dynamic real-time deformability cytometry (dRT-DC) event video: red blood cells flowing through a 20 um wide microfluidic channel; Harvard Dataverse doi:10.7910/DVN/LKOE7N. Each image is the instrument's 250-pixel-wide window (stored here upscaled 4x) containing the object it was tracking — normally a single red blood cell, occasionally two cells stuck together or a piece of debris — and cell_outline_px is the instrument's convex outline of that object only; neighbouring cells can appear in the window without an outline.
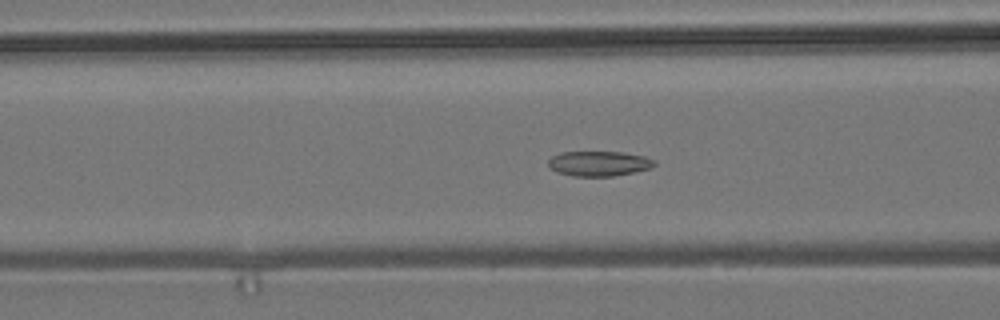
{"species": "common noctule bat (a hibernating species)", "species_latin": "Nyctalus noctula", "temperature_condition": "room temperature", "stored_images_in_passage": 30, "camera_frame_rate_fps": 3000, "um_per_image_px": 0.085, "animal": {"sex": "male", "body_mass_g": 19.2, "forearm_length_mm": 51.8}, "frame": {"image": 1, "passage_image": 21, "time_ms": 6.667, "image_size_px": [1000, 320], "cell_outline_px": [[656, 164], [652, 168], [612, 176], [572, 176], [556, 172], [548, 168], [548, 160], [552, 156], [560, 152], [624, 152], [644, 156], [656, 160]], "centroid_in_image_um": [50.89, 13.9], "position_along_channel_um": 115.7, "area_um2": 15.61}}
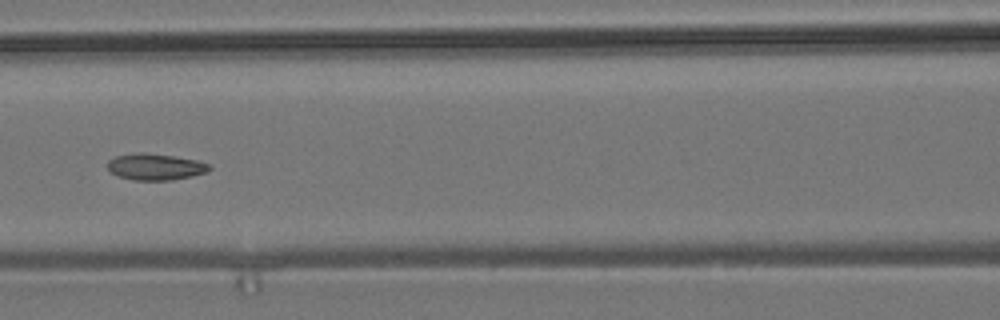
{"frame": {"image": 2, "passage_image": 24, "time_ms": 7.667, "image_size_px": [1000, 320], "cell_outline_px": [[212, 168], [208, 172], [192, 176], [172, 180], [132, 180], [120, 176], [112, 172], [108, 168], [108, 160], [116, 156], [136, 152], [144, 152], [172, 156], [196, 160], [208, 164]], "centroid_in_image_um": [13.21, 14.18], "position_along_channel_um": 153.4, "area_um2": 15.61}}
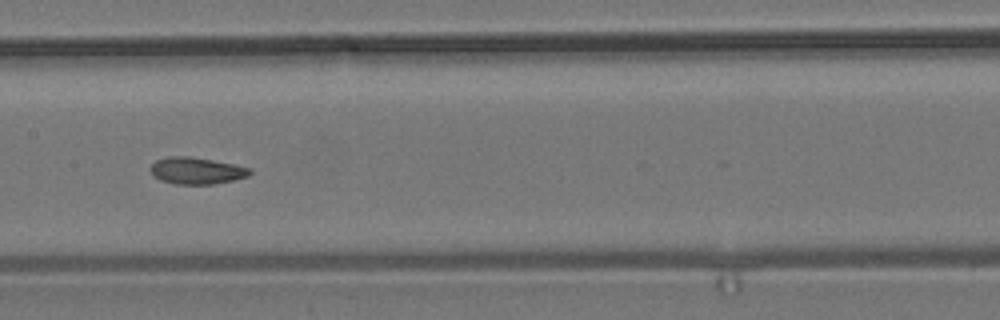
{"frame": {"image": 3, "passage_image": 27, "time_ms": 8.667, "image_size_px": [1000, 320], "cell_outline_px": [[252, 172], [248, 176], [232, 180], [212, 184], [176, 184], [160, 180], [152, 176], [148, 168], [156, 160], [168, 156], [188, 156], [212, 160], [252, 168]], "centroid_in_image_um": [16.66, 14.51], "position_along_channel_um": 190.7, "area_um2": 15.55}}